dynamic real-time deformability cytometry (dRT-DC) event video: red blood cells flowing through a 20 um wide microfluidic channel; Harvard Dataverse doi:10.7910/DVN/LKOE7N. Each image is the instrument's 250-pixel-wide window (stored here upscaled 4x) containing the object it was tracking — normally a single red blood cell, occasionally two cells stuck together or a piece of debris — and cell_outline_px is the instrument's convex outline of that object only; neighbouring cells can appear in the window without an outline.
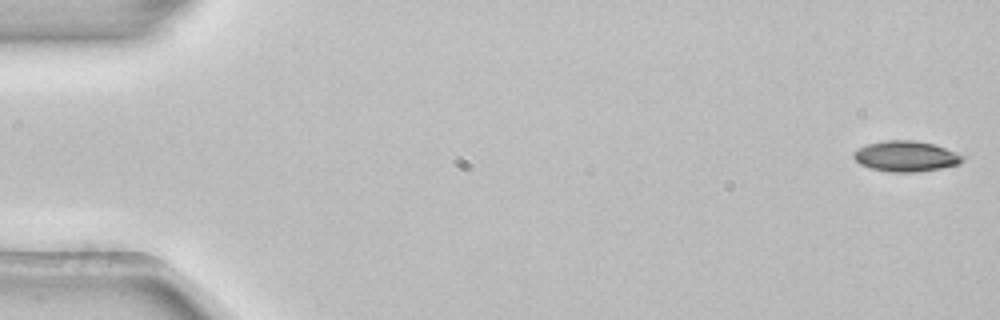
{"species": "common noctule bat (a hibernating species)", "species_latin": "Nyctalus noctula", "temperature_condition": "room temperature", "stored_images_in_passage": 53, "camera_frame_rate_fps": 3000, "um_per_image_px": 0.085, "animal": {"sex": "female", "body_mass_g": 22.7, "forearm_length_mm": 54.2}, "frame": {"image": 1, "passage_image": 1, "time_ms": 0.0, "image_size_px": [1000, 320], "cell_outline_px": [[964, 160], [960, 164], [940, 168], [916, 172], [892, 172], [872, 168], [860, 164], [852, 156], [852, 152], [868, 144], [884, 140], [916, 140], [932, 144], [944, 148], [964, 156]], "centroid_in_image_um": [76.99, 13.28], "position_along_channel_um": 8.0, "area_um2": 19.25}}
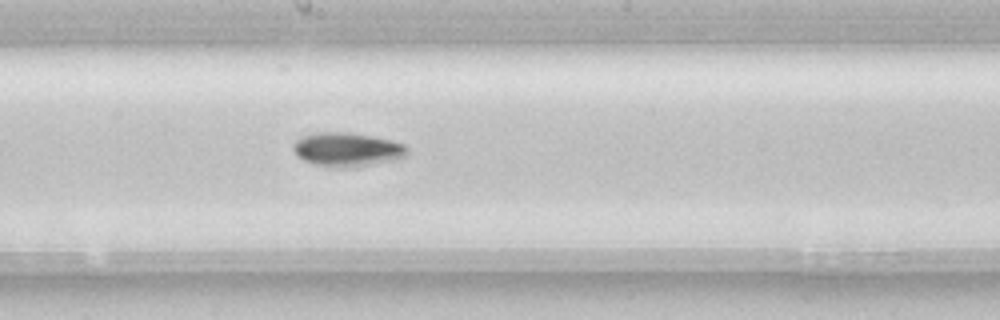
{"frame": {"image": 2, "passage_image": 29, "time_ms": 9.333, "image_size_px": [1000, 320], "cell_outline_px": [[408, 152], [404, 156], [396, 160], [352, 168], [340, 168], [312, 164], [296, 156], [292, 148], [292, 144], [296, 140], [304, 136], [316, 132], [348, 132], [372, 136], [392, 140], [404, 144], [408, 148]], "centroid_in_image_um": [29.5, 12.72], "position_along_channel_um": 218.7, "area_um2": 22.83}}
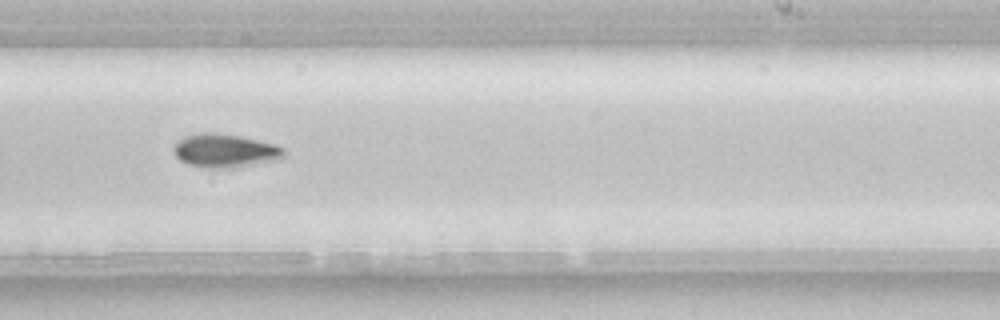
{"frame": {"image": 3, "passage_image": 33, "time_ms": 10.667, "image_size_px": [1000, 320], "cell_outline_px": [[284, 156], [276, 160], [236, 168], [208, 168], [188, 164], [180, 160], [172, 152], [172, 148], [184, 136], [200, 132], [212, 132], [240, 136], [276, 144], [284, 148]], "centroid_in_image_um": [19.12, 12.81], "position_along_channel_um": 269.9, "area_um2": 21.68}, "authors_computed_cell_mechanics": {"area_um2": 19.652, "velocity_mm_per_s": 3.8754, "shape_relaxation_time_tau1_ms": 2.7371, "shape_relaxation_time_tau2_ms": null, "deformation_change_tau1": 0.1029, "deformation_change_tau2": null}}